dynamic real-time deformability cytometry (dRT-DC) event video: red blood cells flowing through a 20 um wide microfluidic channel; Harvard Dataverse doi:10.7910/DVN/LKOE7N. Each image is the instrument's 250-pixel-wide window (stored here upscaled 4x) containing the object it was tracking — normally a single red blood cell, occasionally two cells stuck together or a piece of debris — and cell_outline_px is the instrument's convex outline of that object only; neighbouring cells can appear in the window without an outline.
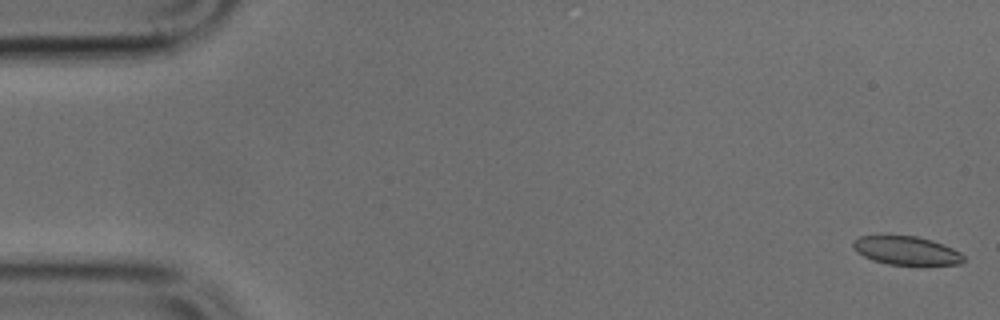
{"species": "common noctule bat (a hibernating species)", "species_latin": "Nyctalus noctula", "temperature_condition": "cold", "stored_images_in_passage": 6, "camera_frame_rate_fps": 3000, "um_per_image_px": 0.085, "animal": {"sex": "male", "body_mass_g": 17.9, "forearm_length_mm": 54.2}, "frame": {"image": 1, "passage_image": 1, "time_ms": 0.0, "image_size_px": [1000, 320], "cell_outline_px": [[964, 260], [960, 264], [888, 264], [872, 260], [856, 252], [852, 248], [852, 244], [860, 236], [916, 236], [932, 240], [944, 244], [960, 252], [964, 256]], "centroid_in_image_um": [77.04, 21.29], "position_along_channel_um": 8.0, "area_um2": 18.15}}